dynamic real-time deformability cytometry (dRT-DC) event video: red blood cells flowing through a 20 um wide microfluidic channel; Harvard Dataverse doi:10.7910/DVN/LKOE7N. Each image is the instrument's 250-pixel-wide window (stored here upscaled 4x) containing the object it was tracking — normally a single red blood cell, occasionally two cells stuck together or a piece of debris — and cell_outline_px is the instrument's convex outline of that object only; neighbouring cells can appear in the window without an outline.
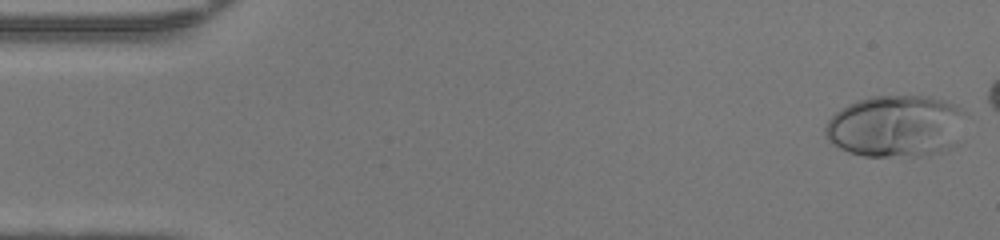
{"species": "human", "species_latin": "Homo sapiens", "temperature_condition": "warm", "stored_images_in_passage": 42, "camera_frame_rate_fps": 3000, "um_per_image_px": 0.085, "donor": {"sex": "female"}, "frame": {"image": 1, "passage_image": 1, "time_ms": 0.0, "image_size_px": [1000, 240], "cell_outline_px": [[968, 116], [964, 140], [960, 144], [948, 152], [928, 156], [864, 156], [848, 152], [832, 144], [824, 136], [824, 128], [828, 120], [840, 108], [856, 100], [872, 96], [932, 96], [956, 104], [968, 112]], "centroid_in_image_um": [76.31, 10.74], "position_along_channel_um": 8.7, "area_um2": 52.89}}
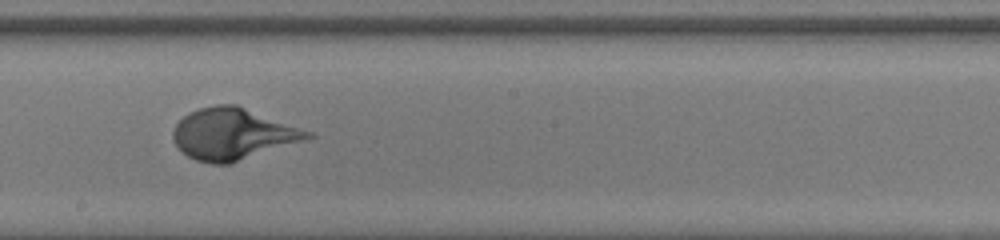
{"frame": {"image": 2, "passage_image": 26, "time_ms": 8.333, "image_size_px": [1000, 240], "cell_outline_px": [[316, 136], [232, 164], [212, 164], [196, 160], [188, 156], [172, 140], [172, 132], [176, 124], [188, 112], [200, 108], [216, 104], [236, 104], [316, 132]], "centroid_in_image_um": [19.84, 11.38], "position_along_channel_um": 228.4, "area_um2": 40.75}}
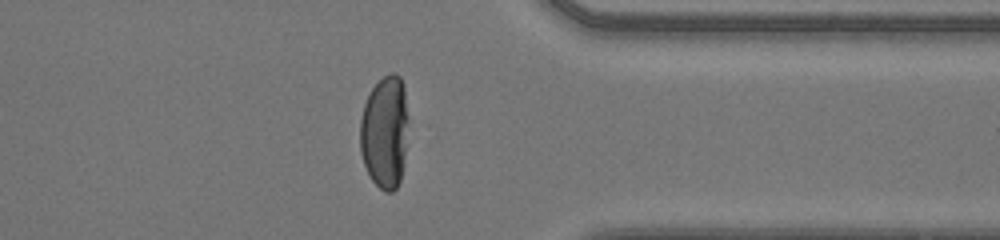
{"frame": {"image": 3, "passage_image": 37, "time_ms": 12.0, "image_size_px": [1000, 240], "cell_outline_px": [[408, 124], [400, 180], [396, 188], [392, 192], [384, 192], [372, 180], [364, 164], [360, 152], [360, 120], [364, 104], [372, 88], [384, 76], [392, 72], [400, 76], [404, 88], [408, 116]], "centroid_in_image_um": [32.7, 11.21], "position_along_channel_um": 378.7, "area_um2": 31.56}}